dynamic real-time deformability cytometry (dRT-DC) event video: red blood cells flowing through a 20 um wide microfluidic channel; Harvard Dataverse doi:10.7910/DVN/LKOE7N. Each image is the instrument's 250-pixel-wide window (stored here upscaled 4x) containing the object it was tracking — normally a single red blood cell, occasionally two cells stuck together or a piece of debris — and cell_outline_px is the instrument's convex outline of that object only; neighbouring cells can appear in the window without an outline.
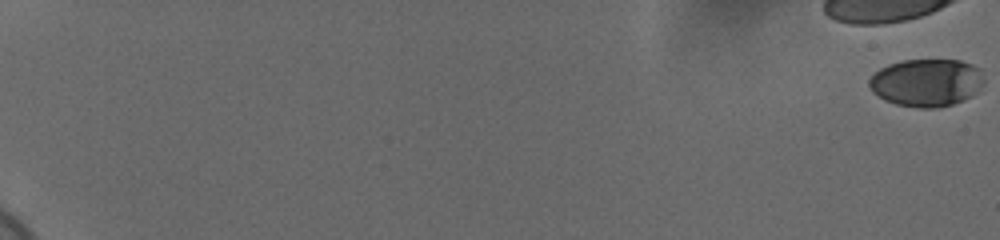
{"species": "human", "species_latin": "Homo sapiens", "temperature_condition": "cold", "stored_images_in_passage": 14, "camera_frame_rate_fps": 3000, "um_per_image_px": 0.085, "donor": {"sex": "female"}, "frame": {"image": 1, "passage_image": 1, "time_ms": 0.0, "image_size_px": [1000, 240], "cell_outline_px": [[984, 84], [972, 96], [964, 100], [952, 104], [936, 108], [920, 108], [896, 104], [884, 100], [872, 92], [868, 84], [868, 80], [880, 68], [888, 64], [904, 60], [960, 60], [972, 64], [980, 68], [984, 80]], "centroid_in_image_um": [78.76, 7.02], "position_along_channel_um": 6.2, "area_um2": 32.14}}